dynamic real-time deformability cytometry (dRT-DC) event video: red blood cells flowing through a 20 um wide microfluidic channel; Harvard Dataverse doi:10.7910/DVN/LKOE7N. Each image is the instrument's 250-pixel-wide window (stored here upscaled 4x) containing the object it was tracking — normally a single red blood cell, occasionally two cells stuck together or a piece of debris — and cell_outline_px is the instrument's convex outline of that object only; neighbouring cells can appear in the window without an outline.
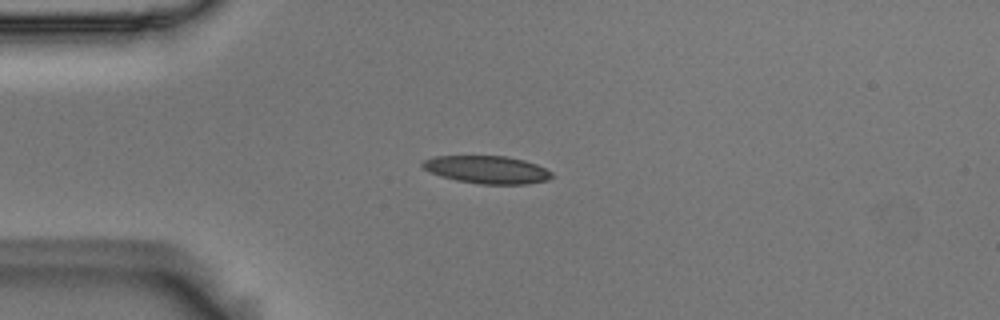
{"species": "Egyptian fruit bat (a non-hibernating species)", "species_latin": "Rousettus aegyptiacus", "temperature_condition": "room temperature", "stored_images_in_passage": 42, "camera_frame_rate_fps": 3000, "um_per_image_px": 0.085, "animal": {"sex": "male"}, "frame": {"image": 1, "passage_image": 1, "time_ms": 0.0, "image_size_px": [1000, 320], "cell_outline_px": [[552, 176], [548, 180], [528, 184], [480, 184], [456, 180], [440, 176], [424, 168], [420, 164], [424, 160], [432, 156], [504, 156], [524, 160], [536, 164], [552, 172]], "centroid_in_image_um": [41.4, 14.42], "position_along_channel_um": 43.6, "area_um2": 20.81}}
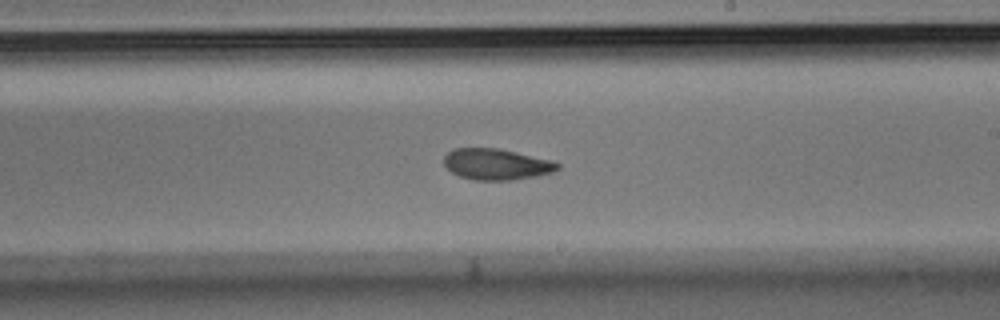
{"frame": {"image": 2, "passage_image": 19, "time_ms": 6.0, "image_size_px": [1000, 320], "cell_outline_px": [[560, 168], [552, 172], [536, 176], [512, 180], [472, 180], [460, 176], [452, 172], [444, 164], [444, 156], [452, 148], [500, 148], [556, 160], [560, 164]], "centroid_in_image_um": [42.24, 13.95], "position_along_channel_um": 246.8, "area_um2": 20.92}}
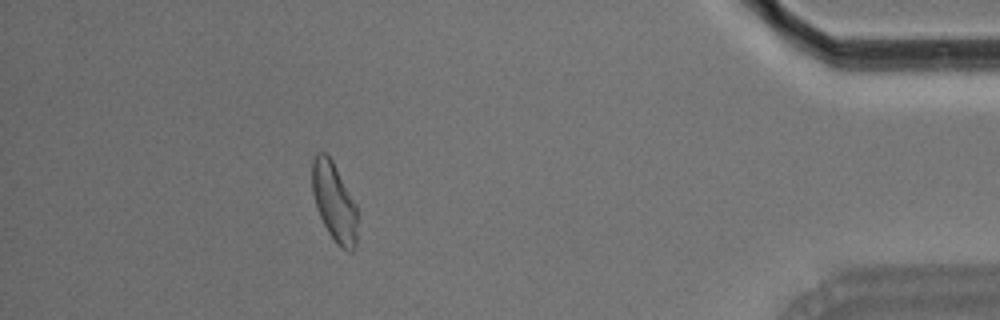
{"frame": {"image": 3, "passage_image": 36, "time_ms": 11.667, "image_size_px": [1000, 320], "cell_outline_px": [[356, 248], [352, 252], [348, 252], [340, 248], [336, 244], [328, 232], [316, 208], [312, 192], [312, 160], [316, 152], [324, 152], [332, 160], [356, 204]], "centroid_in_image_um": [28.39, 17.19], "position_along_channel_um": 406.8, "area_um2": 20.81}, "authors_computed_cell_mechanics": {"area_um2": 21.0392, "velocity_mm_per_s": 3.7084, "shape_relaxation_time_tau1_ms": 9.6729, "shape_relaxation_time_tau2_ms": 6.0364, "deformation_change_tau1": 0.1998, "deformation_change_tau2": 0.127}}